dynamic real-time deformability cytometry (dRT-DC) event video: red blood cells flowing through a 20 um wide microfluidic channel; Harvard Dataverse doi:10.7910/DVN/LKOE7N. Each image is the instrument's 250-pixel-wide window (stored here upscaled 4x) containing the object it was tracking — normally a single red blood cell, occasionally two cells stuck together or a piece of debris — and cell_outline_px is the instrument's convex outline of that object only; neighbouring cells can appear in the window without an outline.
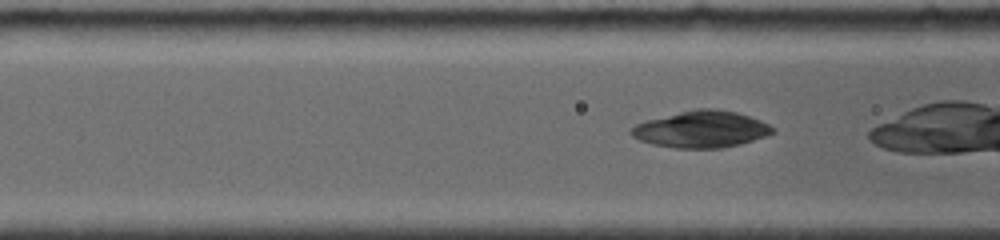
{"species": "common noctule bat (a hibernating species)", "species_latin": "Nyctalus noctula", "temperature_condition": "room temperature", "stored_images_in_passage": 57, "camera_frame_rate_fps": 4000, "um_per_image_px": 0.085, "animal": {"sex": "female", "body_mass_g": 19.0, "forearm_length_mm": 56.7}, "frame": {"image": 1, "passage_image": 4, "time_ms": 1.0, "image_size_px": [1000, 240], "cell_outline_px": [[776, 132], [740, 144], [720, 148], [676, 148], [652, 144], [640, 140], [632, 136], [628, 132], [636, 124], [644, 120], [696, 108], [716, 108], [736, 112], [760, 120], [776, 128]], "centroid_in_image_um": [59.59, 10.98], "position_along_channel_um": 107.0, "area_um2": 30.29}}
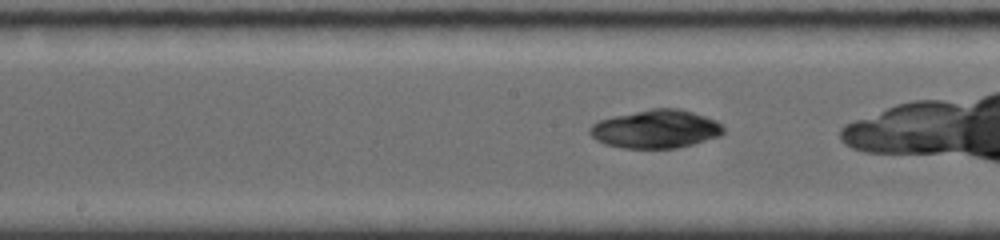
{"frame": {"image": 2, "passage_image": 17, "time_ms": 3.25, "image_size_px": [1000, 240], "cell_outline_px": [[724, 132], [720, 136], [692, 144], [676, 148], [624, 148], [604, 144], [596, 140], [588, 132], [588, 128], [592, 124], [600, 120], [616, 116], [652, 108], [676, 108], [692, 112], [716, 120], [724, 128]], "centroid_in_image_um": [55.73, 10.97], "position_along_channel_um": 192.5, "area_um2": 29.65}}
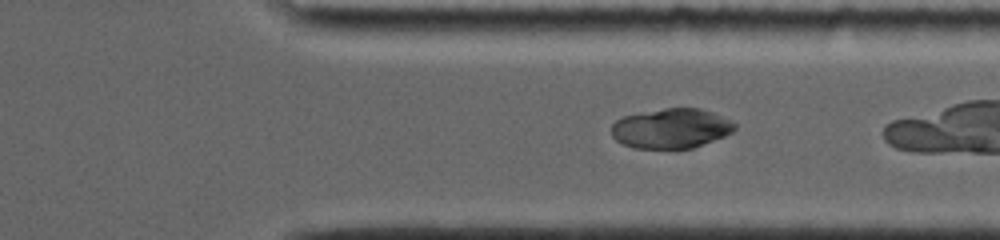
{"frame": {"image": 3, "passage_image": 36, "time_ms": 7.5, "image_size_px": [1000, 240], "cell_outline_px": [[736, 128], [732, 132], [724, 136], [692, 148], [632, 148], [616, 140], [612, 136], [612, 124], [616, 120], [624, 116], [664, 108], [700, 108], [712, 112], [736, 124]], "centroid_in_image_um": [57.03, 10.91], "position_along_channel_um": 354.4, "area_um2": 28.32}}